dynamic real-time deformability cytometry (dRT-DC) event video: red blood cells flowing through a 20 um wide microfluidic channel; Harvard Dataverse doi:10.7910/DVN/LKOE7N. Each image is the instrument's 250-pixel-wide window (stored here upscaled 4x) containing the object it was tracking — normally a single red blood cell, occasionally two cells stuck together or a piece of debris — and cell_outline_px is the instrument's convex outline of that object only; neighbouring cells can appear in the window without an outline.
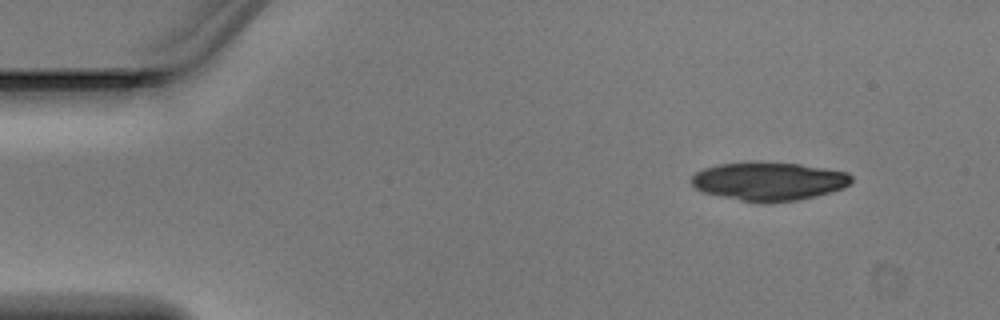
{"species": "Egyptian fruit bat (a non-hibernating species)", "species_latin": "Rousettus aegyptiacus", "temperature_condition": "warm", "stored_images_in_passage": 2, "camera_frame_rate_fps": 3000, "um_per_image_px": 0.085, "animal": {"sex": "male"}, "frame": {"image": 1, "passage_image": 1, "time_ms": 0.0, "image_size_px": [1000, 320], "cell_outline_px": [[852, 180], [844, 188], [816, 196], [796, 200], [764, 204], [740, 200], [700, 192], [692, 184], [692, 176], [696, 172], [704, 168], [720, 164], [800, 164], [848, 172], [852, 176]], "centroid_in_image_um": [65.36, 15.45], "position_along_channel_um": 19.6, "area_um2": 35.2}}